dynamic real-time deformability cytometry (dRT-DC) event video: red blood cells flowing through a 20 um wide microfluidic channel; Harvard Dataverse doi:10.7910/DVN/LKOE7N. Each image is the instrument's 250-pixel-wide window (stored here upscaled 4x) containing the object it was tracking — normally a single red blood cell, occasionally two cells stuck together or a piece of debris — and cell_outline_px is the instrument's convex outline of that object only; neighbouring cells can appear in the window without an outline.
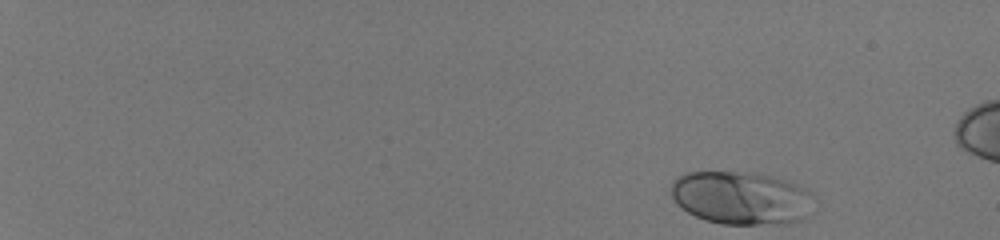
{"species": "human", "species_latin": "Homo sapiens", "temperature_condition": "room temperature", "stored_images_in_passage": 49, "camera_frame_rate_fps": 3000, "um_per_image_px": 0.085, "donor": {"sex": "male"}, "frame": {"image": 1, "passage_image": 1, "time_ms": 0.0, "image_size_px": [1000, 240], "cell_outline_px": [[816, 196], [808, 216], [800, 220], [788, 224], [720, 224], [704, 220], [688, 212], [676, 204], [672, 196], [672, 180], [684, 172], [748, 172], [772, 176], [796, 184], [812, 192]], "centroid_in_image_um": [63.03, 16.83], "position_along_channel_um": 22.0, "area_um2": 44.74}}
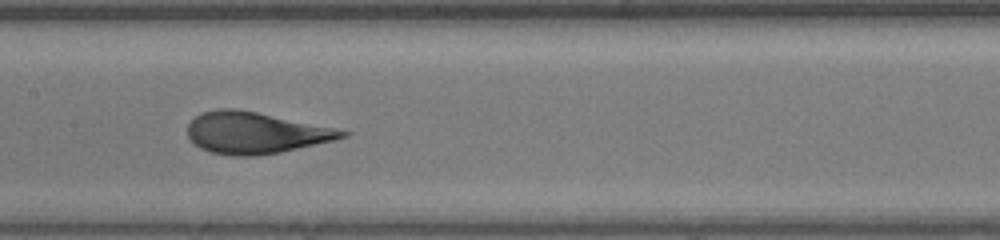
{"frame": {"image": 2, "passage_image": 27, "time_ms": 8.667, "image_size_px": [1000, 240], "cell_outline_px": [[352, 132], [348, 136], [332, 140], [280, 152], [256, 156], [232, 156], [212, 152], [200, 148], [188, 136], [188, 124], [196, 116], [204, 112], [220, 108], [232, 108], [256, 112], [336, 128]], "centroid_in_image_um": [21.7, 11.29], "position_along_channel_um": 185.7, "area_um2": 36.93}}
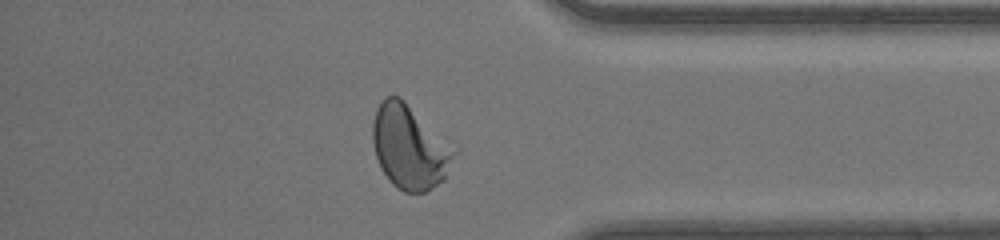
{"frame": {"image": 3, "passage_image": 43, "time_ms": 14.0, "image_size_px": [1000, 240], "cell_outline_px": [[460, 152], [444, 180], [424, 192], [404, 192], [396, 188], [388, 180], [380, 168], [376, 156], [372, 140], [372, 124], [376, 108], [384, 96], [400, 96], [460, 148]], "centroid_in_image_um": [34.88, 12.48], "position_along_channel_um": 400.3, "area_um2": 41.21}}